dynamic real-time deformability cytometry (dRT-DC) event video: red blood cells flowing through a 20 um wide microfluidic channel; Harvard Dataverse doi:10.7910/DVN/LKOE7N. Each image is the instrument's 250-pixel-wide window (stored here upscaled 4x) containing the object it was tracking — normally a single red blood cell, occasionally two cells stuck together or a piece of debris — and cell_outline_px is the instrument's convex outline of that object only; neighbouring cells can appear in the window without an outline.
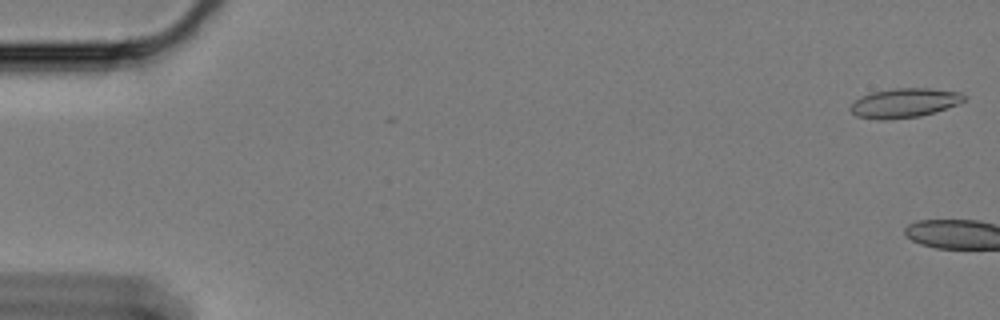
{"species": "Egyptian fruit bat (a non-hibernating species)", "species_latin": "Rousettus aegyptiacus", "temperature_condition": "cold", "stored_images_in_passage": 4, "camera_frame_rate_fps": 3000, "um_per_image_px": 0.085, "animal": {"sex": "female"}, "frame": {"image": 1, "passage_image": 1, "time_ms": 0.0, "image_size_px": [1000, 320], "cell_outline_px": [[968, 96], [960, 104], [936, 112], [920, 116], [884, 120], [880, 120], [856, 116], [848, 108], [856, 100], [872, 92], [896, 88], [932, 88], [960, 92]], "centroid_in_image_um": [76.93, 8.75], "position_along_channel_um": 8.1, "area_um2": 19.54}}